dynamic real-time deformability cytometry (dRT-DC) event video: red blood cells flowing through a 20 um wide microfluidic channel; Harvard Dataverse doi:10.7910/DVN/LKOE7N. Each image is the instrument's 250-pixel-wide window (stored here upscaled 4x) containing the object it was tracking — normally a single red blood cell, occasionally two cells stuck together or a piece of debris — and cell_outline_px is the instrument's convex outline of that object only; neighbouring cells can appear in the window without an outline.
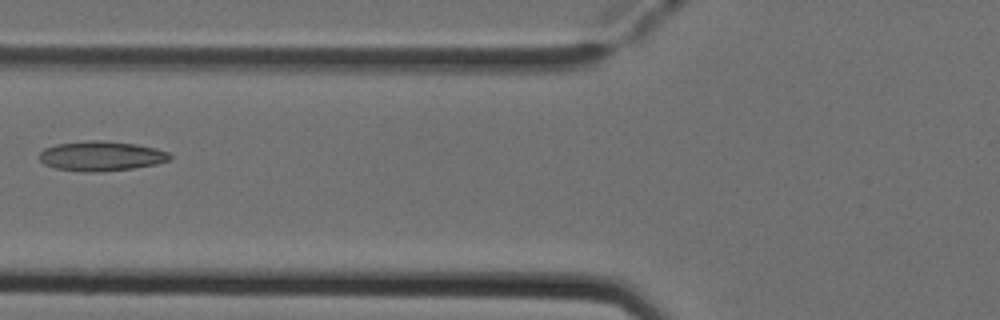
{"species": "Egyptian fruit bat (a non-hibernating species)", "species_latin": "Rousettus aegyptiacus", "temperature_condition": "cold", "stored_images_in_passage": 3, "camera_frame_rate_fps": 3000, "um_per_image_px": 0.085, "animal": {"sex": "female"}, "frame": {"image": 1, "passage_image": 3, "time_ms": 0.667, "image_size_px": [1000, 320], "cell_outline_px": [[172, 160], [156, 164], [132, 168], [100, 172], [84, 172], [56, 168], [44, 164], [40, 160], [40, 152], [44, 148], [56, 144], [84, 140], [100, 140], [136, 144], [156, 148], [168, 152], [172, 156]], "centroid_in_image_um": [8.61, 13.26], "position_along_channel_um": 117.2, "area_um2": 22.77}}